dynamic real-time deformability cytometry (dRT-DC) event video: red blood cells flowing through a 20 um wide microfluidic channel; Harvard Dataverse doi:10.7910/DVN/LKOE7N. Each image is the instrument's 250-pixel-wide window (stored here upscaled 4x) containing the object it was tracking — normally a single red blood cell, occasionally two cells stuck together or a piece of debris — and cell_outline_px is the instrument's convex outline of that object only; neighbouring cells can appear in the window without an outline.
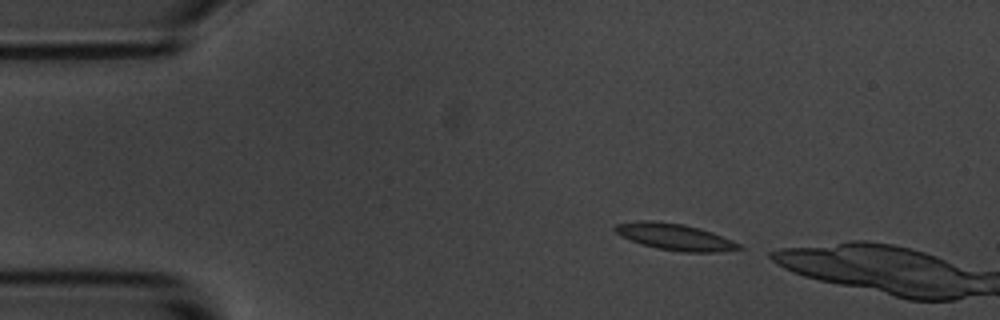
{"species": "common noctule bat (a hibernating species)", "species_latin": "Nyctalus noctula", "temperature_condition": "room temperature", "stored_images_in_passage": 3, "camera_frame_rate_fps": 3000, "um_per_image_px": 0.085, "animal": {"sex": "male", "body_mass_g": 20.1, "forearm_length_mm": 53.5}, "frame": {"image": 1, "passage_image": 1, "time_ms": 0.0, "image_size_px": [1000, 320], "cell_outline_px": [[744, 248], [716, 252], [680, 252], [656, 248], [620, 236], [612, 228], [616, 224], [636, 220], [652, 220], [684, 224], [700, 228], [712, 232], [732, 240], [740, 244]], "centroid_in_image_um": [57.35, 20.12], "position_along_channel_um": 27.7, "area_um2": 19.19}}